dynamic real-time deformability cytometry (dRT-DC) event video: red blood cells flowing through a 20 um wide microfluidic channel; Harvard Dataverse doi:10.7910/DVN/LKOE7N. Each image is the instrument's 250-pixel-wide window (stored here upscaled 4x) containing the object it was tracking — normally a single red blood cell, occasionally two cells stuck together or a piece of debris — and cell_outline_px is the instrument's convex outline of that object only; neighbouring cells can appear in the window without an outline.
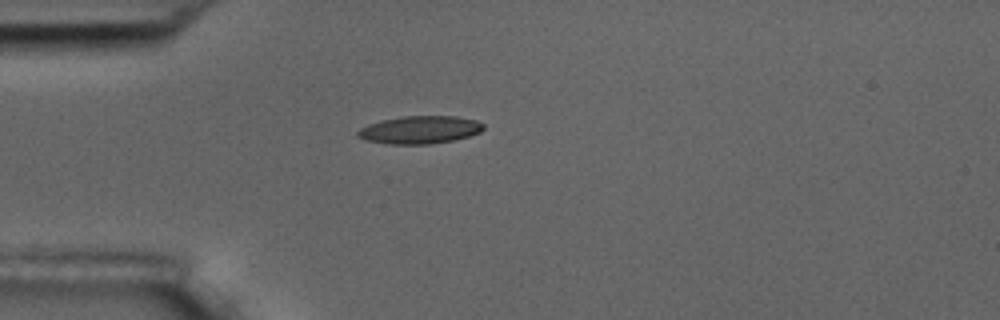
{"species": "common noctule bat (a hibernating species)", "species_latin": "Nyctalus noctula", "temperature_condition": "room temperature", "stored_images_in_passage": 1, "camera_frame_rate_fps": 3000, "um_per_image_px": 0.085, "animal": {"sex": "male", "body_mass_g": 17.5, "forearm_length_mm": 52.3}, "frame": {"image": 1, "passage_image": 1, "time_ms": 0.0, "image_size_px": [1000, 320], "cell_outline_px": [[484, 128], [480, 132], [468, 136], [452, 140], [428, 144], [388, 144], [364, 140], [356, 136], [356, 132], [360, 128], [368, 124], [380, 120], [404, 116], [456, 116], [476, 120], [484, 124]], "centroid_in_image_um": [35.64, 11.03], "position_along_channel_um": 49.4, "area_um2": 20.4}}